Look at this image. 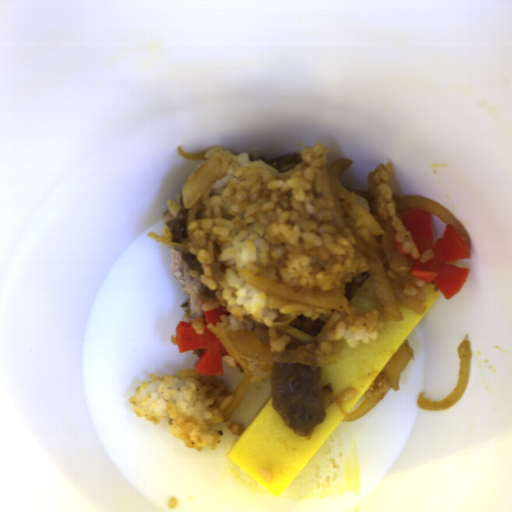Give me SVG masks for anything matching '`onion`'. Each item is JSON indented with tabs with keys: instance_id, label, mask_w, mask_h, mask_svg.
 Segmentation results:
<instances>
[{
	"instance_id": "onion-1",
	"label": "onion",
	"mask_w": 512,
	"mask_h": 512,
	"mask_svg": "<svg viewBox=\"0 0 512 512\" xmlns=\"http://www.w3.org/2000/svg\"><path fill=\"white\" fill-rule=\"evenodd\" d=\"M207 328L218 338L228 354L241 366L242 379L238 388L233 392L223 412L224 422L227 423L230 415L240 405L251 380V369L246 358L254 360L258 364L260 372L269 371L274 363L302 364L311 367L332 366L336 360L297 349H272L260 341L253 331L239 330L228 332L216 324H208Z\"/></svg>"
},
{
	"instance_id": "onion-2",
	"label": "onion",
	"mask_w": 512,
	"mask_h": 512,
	"mask_svg": "<svg viewBox=\"0 0 512 512\" xmlns=\"http://www.w3.org/2000/svg\"><path fill=\"white\" fill-rule=\"evenodd\" d=\"M237 275L240 279L259 289L262 290L280 300L301 302L306 304H312L322 306L332 311L329 320L327 321L324 329L317 335L305 334L293 325L292 320H276L269 322V328L274 329L285 336L293 339L297 343H311L321 344L327 336L330 334L334 326L337 324L339 319L342 317L344 312L348 308V301L344 295H317L298 289L286 287L266 280L244 270H238Z\"/></svg>"
},
{
	"instance_id": "onion-3",
	"label": "onion",
	"mask_w": 512,
	"mask_h": 512,
	"mask_svg": "<svg viewBox=\"0 0 512 512\" xmlns=\"http://www.w3.org/2000/svg\"><path fill=\"white\" fill-rule=\"evenodd\" d=\"M368 272L373 291L361 287H348L345 292L350 297L374 300L385 319L403 321L399 302L423 315L426 306L416 297L405 295L396 287L387 275L383 264L368 260Z\"/></svg>"
},
{
	"instance_id": "onion-4",
	"label": "onion",
	"mask_w": 512,
	"mask_h": 512,
	"mask_svg": "<svg viewBox=\"0 0 512 512\" xmlns=\"http://www.w3.org/2000/svg\"><path fill=\"white\" fill-rule=\"evenodd\" d=\"M224 171L219 158L210 156V158L200 167L197 173L186 183H183L181 189V202L184 209H187L188 219L186 224L187 242H173L172 238L161 237L157 233L148 232L146 235L150 239L175 251L188 253L191 248L201 250L197 243L190 224L195 220L197 208L203 194L217 181Z\"/></svg>"
},
{
	"instance_id": "onion-5",
	"label": "onion",
	"mask_w": 512,
	"mask_h": 512,
	"mask_svg": "<svg viewBox=\"0 0 512 512\" xmlns=\"http://www.w3.org/2000/svg\"><path fill=\"white\" fill-rule=\"evenodd\" d=\"M413 353L414 350L409 341L405 339L375 376L363 394V402L354 412L347 413L343 408V401H339V396H335L334 401L344 422L357 421L375 407L391 389L398 390L401 374L405 366L412 360Z\"/></svg>"
},
{
	"instance_id": "onion-6",
	"label": "onion",
	"mask_w": 512,
	"mask_h": 512,
	"mask_svg": "<svg viewBox=\"0 0 512 512\" xmlns=\"http://www.w3.org/2000/svg\"><path fill=\"white\" fill-rule=\"evenodd\" d=\"M352 163V159L345 157L332 163L329 169L331 186L333 190L342 192L344 199L341 204L346 214L358 220L373 237L378 236L383 232L381 225L369 211L357 203L341 181L342 175L348 170Z\"/></svg>"
},
{
	"instance_id": "onion-7",
	"label": "onion",
	"mask_w": 512,
	"mask_h": 512,
	"mask_svg": "<svg viewBox=\"0 0 512 512\" xmlns=\"http://www.w3.org/2000/svg\"><path fill=\"white\" fill-rule=\"evenodd\" d=\"M460 369L456 387L450 396L442 401H430L424 397V391L420 392L417 398V405L420 409L430 411H444L453 407L465 393L471 374L472 346L469 340L462 341L458 348Z\"/></svg>"
},
{
	"instance_id": "onion-8",
	"label": "onion",
	"mask_w": 512,
	"mask_h": 512,
	"mask_svg": "<svg viewBox=\"0 0 512 512\" xmlns=\"http://www.w3.org/2000/svg\"><path fill=\"white\" fill-rule=\"evenodd\" d=\"M401 210H408L409 208H416L431 215L436 216L446 224L451 225L458 230L460 235L464 238L467 243L468 249H472L471 237L464 225L453 216L444 206L436 203L429 198H423L418 196H406L401 197L399 201Z\"/></svg>"
},
{
	"instance_id": "onion-9",
	"label": "onion",
	"mask_w": 512,
	"mask_h": 512,
	"mask_svg": "<svg viewBox=\"0 0 512 512\" xmlns=\"http://www.w3.org/2000/svg\"><path fill=\"white\" fill-rule=\"evenodd\" d=\"M177 150L180 153L181 157H183L186 160H192V161L193 160H205V153L206 152H201V153H188V152H184L183 148H182V145H179Z\"/></svg>"
}]
</instances>
